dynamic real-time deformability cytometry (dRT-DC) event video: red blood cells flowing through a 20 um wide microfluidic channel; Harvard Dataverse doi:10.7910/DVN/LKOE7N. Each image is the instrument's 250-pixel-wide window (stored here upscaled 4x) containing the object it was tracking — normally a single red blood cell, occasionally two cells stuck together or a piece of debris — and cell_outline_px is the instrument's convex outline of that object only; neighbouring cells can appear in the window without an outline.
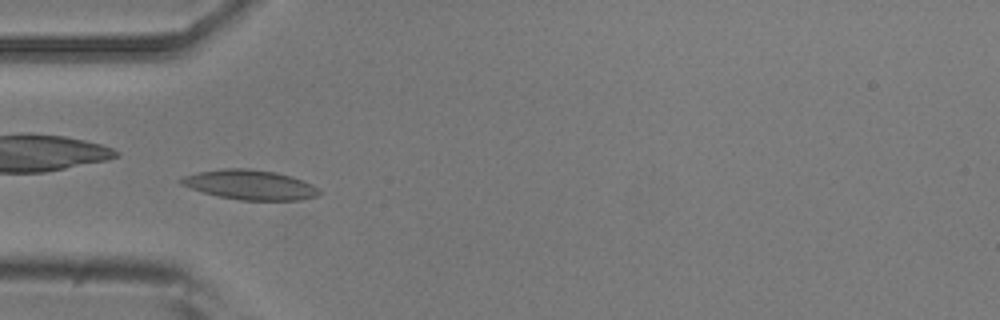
{"species": "common noctule bat (a hibernating species)", "species_latin": "Nyctalus noctula", "temperature_condition": "room temperature", "stored_images_in_passage": 5, "camera_frame_rate_fps": 3000, "um_per_image_px": 0.085, "animal": {"sex": "male", "body_mass_g": 20.5, "forearm_length_mm": 52.5}, "frame": {"image": 1, "passage_image": 4, "time_ms": 3.667, "image_size_px": [1000, 320], "cell_outline_px": [[320, 192], [316, 196], [300, 200], [240, 200], [220, 196], [204, 192], [180, 184], [180, 180], [184, 176], [196, 172], [224, 168], [248, 168], [276, 172], [292, 176], [312, 184], [320, 188]], "centroid_in_image_um": [21.28, 15.7], "position_along_channel_um": 63.7, "area_um2": 23.81}}
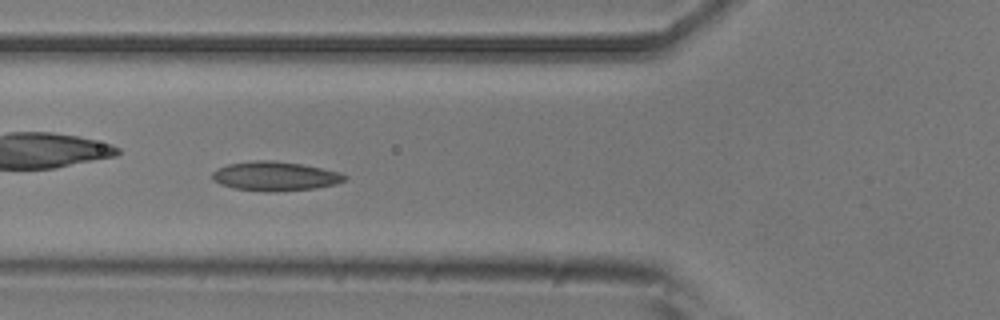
{"frame": {"image": 2, "passage_image": 5, "time_ms": 4.667, "image_size_px": [1000, 320], "cell_outline_px": [[348, 176], [344, 180], [336, 184], [316, 188], [276, 192], [268, 192], [236, 188], [220, 184], [212, 180], [212, 172], [216, 168], [228, 164], [256, 160], [272, 160], [300, 164], [340, 172]], "centroid_in_image_um": [23.36, 14.98], "position_along_channel_um": 102.4, "area_um2": 22.54}}